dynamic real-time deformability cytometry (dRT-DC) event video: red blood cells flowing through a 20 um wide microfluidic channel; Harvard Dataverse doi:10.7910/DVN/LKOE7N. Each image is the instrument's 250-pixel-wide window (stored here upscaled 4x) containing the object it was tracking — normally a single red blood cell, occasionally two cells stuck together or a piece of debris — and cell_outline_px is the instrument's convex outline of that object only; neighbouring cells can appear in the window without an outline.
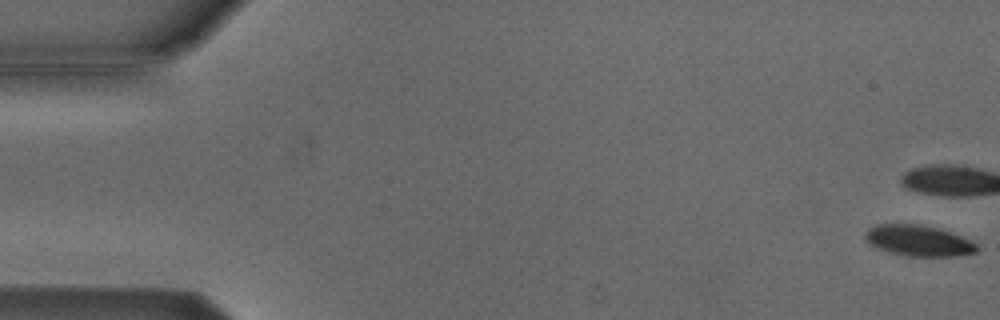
{"species": "Egyptian fruit bat (a non-hibernating species)", "species_latin": "Rousettus aegyptiacus", "temperature_condition": "cold", "stored_images_in_passage": 54, "camera_frame_rate_fps": 3000, "um_per_image_px": 0.085, "animal": {"sex": "male"}, "frame": {"image": 1, "passage_image": 1, "time_ms": 0.0, "image_size_px": [1000, 320], "cell_outline_px": [[980, 248], [976, 252], [956, 256], [908, 256], [888, 252], [868, 244], [864, 236], [864, 232], [868, 228], [876, 224], [920, 224], [936, 228], [960, 236], [976, 244]], "centroid_in_image_um": [78.01, 20.46], "position_along_channel_um": 7.0, "area_um2": 20.06}, "authors_computed_cell_mechanics": {"area_um2": 25.6632, "velocity_mm_per_s": 3.8277, "shape_relaxation_time_tau1_ms": 1.5859, "shape_relaxation_time_tau2_ms": null, "deformation_change_tau1": 0.0951, "deformation_change_tau2": null}}